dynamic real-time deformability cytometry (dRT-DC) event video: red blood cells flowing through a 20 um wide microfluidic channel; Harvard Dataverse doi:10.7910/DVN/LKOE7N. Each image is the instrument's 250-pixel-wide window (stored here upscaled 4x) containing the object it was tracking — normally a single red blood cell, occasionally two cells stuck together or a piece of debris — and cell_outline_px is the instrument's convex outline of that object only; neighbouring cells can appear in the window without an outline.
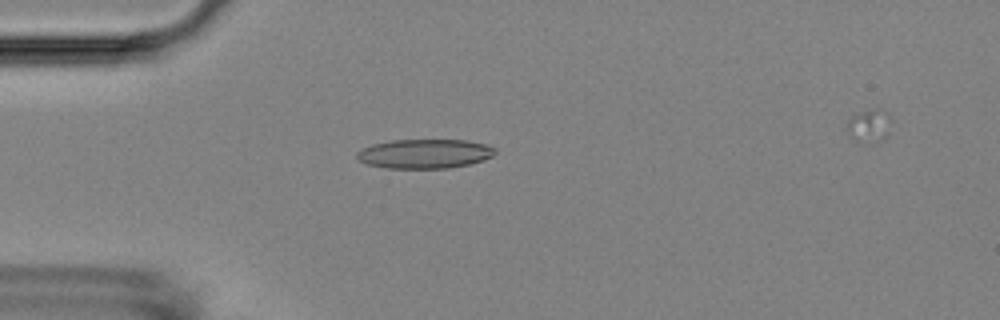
{"species": "Egyptian fruit bat (a non-hibernating species)", "species_latin": "Rousettus aegyptiacus", "temperature_condition": "room temperature", "stored_images_in_passage": 47, "camera_frame_rate_fps": 3000, "um_per_image_px": 0.085, "animal": {"sex": "female"}, "frame": {"image": 1, "passage_image": 9, "time_ms": 2.667, "image_size_px": [1000, 320], "cell_outline_px": [[496, 152], [492, 156], [468, 164], [448, 168], [388, 168], [368, 164], [360, 160], [356, 156], [356, 152], [372, 144], [392, 140], [468, 140], [484, 144], [496, 148]], "centroid_in_image_um": [36.09, 13.06], "position_along_channel_um": 48.9, "area_um2": 23.35}}
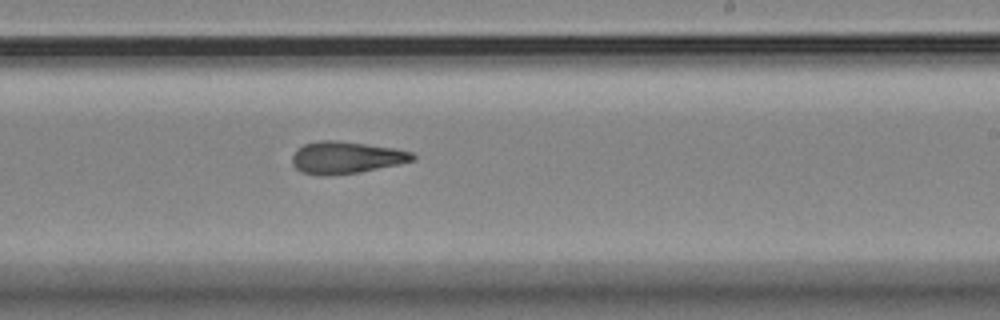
{"frame": {"image": 2, "passage_image": 27, "time_ms": 8.667, "image_size_px": [1000, 320], "cell_outline_px": [[416, 160], [400, 164], [360, 172], [328, 176], [320, 176], [300, 172], [292, 164], [292, 156], [304, 144], [320, 140], [336, 140], [396, 148], [412, 152], [416, 156]], "centroid_in_image_um": [29.44, 13.4], "position_along_channel_um": 259.6, "area_um2": 22.72}}
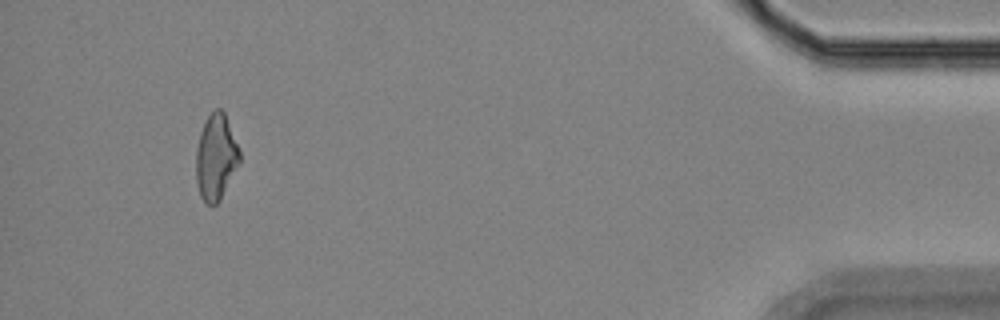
{"frame": {"image": 3, "passage_image": 45, "time_ms": 14.667, "image_size_px": [1000, 320], "cell_outline_px": [[240, 160], [220, 200], [212, 208], [204, 204], [200, 196], [196, 184], [196, 148], [200, 132], [208, 116], [216, 108], [220, 108], [224, 112], [240, 148]], "centroid_in_image_um": [18.34, 13.4], "position_along_channel_um": 416.9, "area_um2": 21.96}}